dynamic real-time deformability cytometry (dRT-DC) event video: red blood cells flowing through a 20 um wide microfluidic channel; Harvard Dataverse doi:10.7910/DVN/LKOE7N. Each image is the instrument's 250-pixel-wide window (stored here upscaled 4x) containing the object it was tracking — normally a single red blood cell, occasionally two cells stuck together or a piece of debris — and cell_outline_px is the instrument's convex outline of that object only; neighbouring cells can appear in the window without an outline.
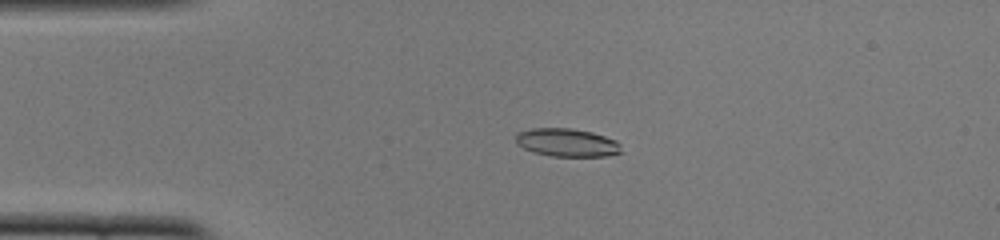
{"species": "common noctule bat (a hibernating species)", "species_latin": "Nyctalus noctula", "temperature_condition": "cold", "stored_images_in_passage": 52, "camera_frame_rate_fps": 3000, "um_per_image_px": 0.085, "animal": {"sex": "female", "body_mass_g": 22.0, "forearm_length_mm": 56.7}, "frame": {"image": 1, "passage_image": 12, "time_ms": 3.667, "image_size_px": [1000, 240], "cell_outline_px": [[620, 152], [608, 156], [552, 156], [532, 152], [516, 144], [516, 136], [520, 132], [532, 128], [572, 128], [592, 132], [616, 140], [620, 144]], "centroid_in_image_um": [48.18, 12.12], "position_along_channel_um": 36.8, "area_um2": 17.22}}
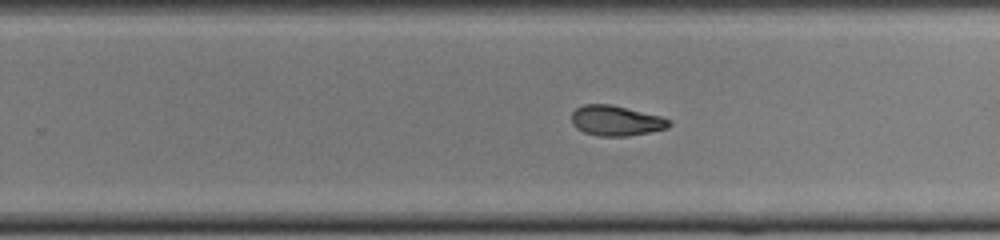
{"frame": {"image": 2, "passage_image": 33, "time_ms": 10.667, "image_size_px": [1000, 240], "cell_outline_px": [[672, 124], [668, 128], [628, 136], [596, 136], [584, 132], [576, 128], [572, 124], [572, 112], [576, 108], [584, 104], [612, 104], [660, 116], [672, 120]], "centroid_in_image_um": [52.36, 10.25], "position_along_channel_um": 277.4, "area_um2": 17.28}}
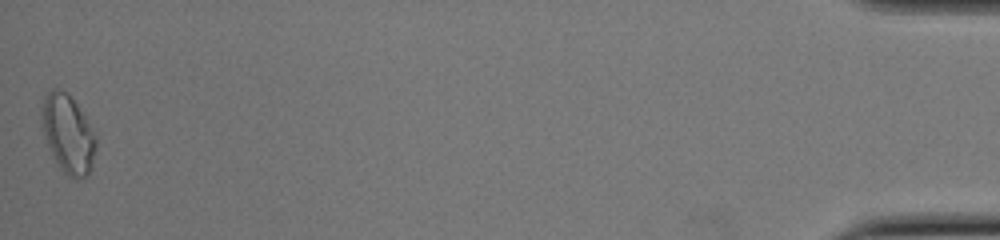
{"frame": {"image": 3, "passage_image": 52, "time_ms": 17.0, "image_size_px": [1000, 240], "cell_outline_px": [[96, 148], [92, 168], [88, 176], [76, 180], [68, 176], [60, 168], [48, 144], [40, 120], [40, 108], [44, 96], [56, 84], [68, 92], [96, 132]], "centroid_in_image_um": [5.79, 11.33], "position_along_channel_um": 429.4, "area_um2": 25.32}, "authors_computed_cell_mechanics": {"area_um2": 17.5134, "velocity_mm_per_s": 3.8816, "shape_relaxation_time_tau1_ms": 6.9145, "shape_relaxation_time_tau2_ms": 11.2766, "deformation_change_tau1": 0.2117, "deformation_change_tau2": 0.1415}}